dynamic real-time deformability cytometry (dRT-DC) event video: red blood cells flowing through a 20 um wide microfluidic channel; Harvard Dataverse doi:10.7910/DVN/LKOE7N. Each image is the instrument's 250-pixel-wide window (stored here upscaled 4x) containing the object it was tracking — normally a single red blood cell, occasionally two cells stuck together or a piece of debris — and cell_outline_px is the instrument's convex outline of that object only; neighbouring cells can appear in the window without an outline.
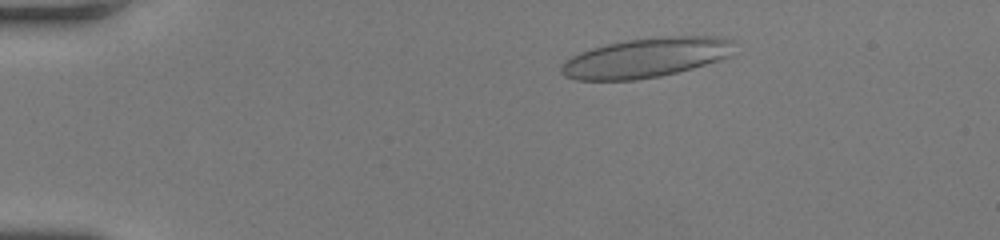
{"species": "human", "species_latin": "Homo sapiens", "temperature_condition": "room temperature", "stored_images_in_passage": 48, "camera_frame_rate_fps": 3000, "um_per_image_px": 0.085, "donor": {"sex": "female"}, "frame": {"image": 1, "passage_image": 7, "time_ms": 2.0, "image_size_px": [1000, 240], "cell_outline_px": [[736, 40], [732, 56], [720, 60], [692, 68], [660, 76], [636, 80], [576, 80], [564, 76], [560, 72], [560, 68], [564, 60], [580, 52], [592, 48], [608, 44], [628, 40], [664, 36], [724, 36]], "centroid_in_image_um": [54.96, 4.9], "position_along_channel_um": 30.0, "area_um2": 40.29}}
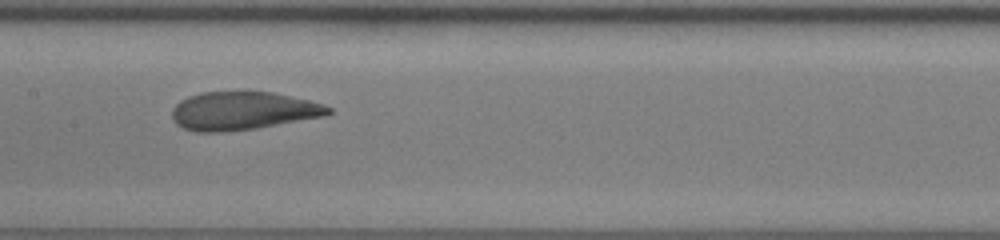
{"frame": {"image": 2, "passage_image": 24, "time_ms": 7.667, "image_size_px": [1000, 240], "cell_outline_px": [[332, 112], [324, 116], [256, 128], [224, 132], [196, 132], [184, 128], [176, 124], [172, 120], [172, 108], [180, 100], [188, 96], [200, 92], [272, 92], [308, 100], [324, 104], [332, 108]], "centroid_in_image_um": [20.61, 9.42], "position_along_channel_um": 186.8, "area_um2": 34.8}}
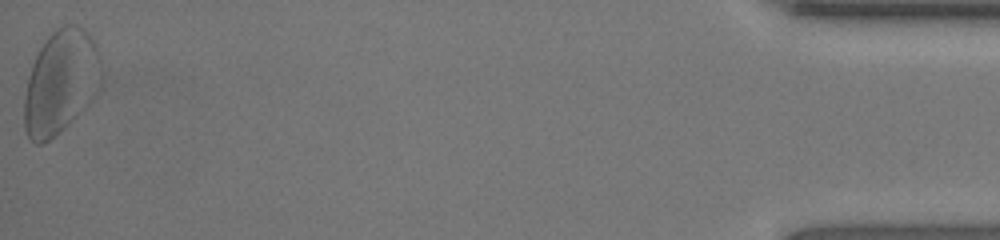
{"frame": {"image": 3, "passage_image": 48, "time_ms": 15.667, "image_size_px": [1000, 240], "cell_outline_px": [[100, 88], [96, 96], [64, 128], [48, 140], [40, 144], [36, 144], [28, 136], [24, 128], [24, 96], [28, 76], [32, 64], [40, 48], [48, 36], [52, 32], [64, 24], [76, 24], [96, 44], [100, 56]], "centroid_in_image_um": [5.15, 6.98], "position_along_channel_um": 430.1, "area_um2": 46.3}, "authors_computed_cell_mechanics": {"area_um2": 35.7493, "velocity_mm_per_s": 4.1758, "shape_relaxation_time_tau1_ms": 4.4543, "shape_relaxation_time_tau2_ms": 0.9801, "deformation_change_tau1": 0.1689, "deformation_change_tau2": 0.0668}}